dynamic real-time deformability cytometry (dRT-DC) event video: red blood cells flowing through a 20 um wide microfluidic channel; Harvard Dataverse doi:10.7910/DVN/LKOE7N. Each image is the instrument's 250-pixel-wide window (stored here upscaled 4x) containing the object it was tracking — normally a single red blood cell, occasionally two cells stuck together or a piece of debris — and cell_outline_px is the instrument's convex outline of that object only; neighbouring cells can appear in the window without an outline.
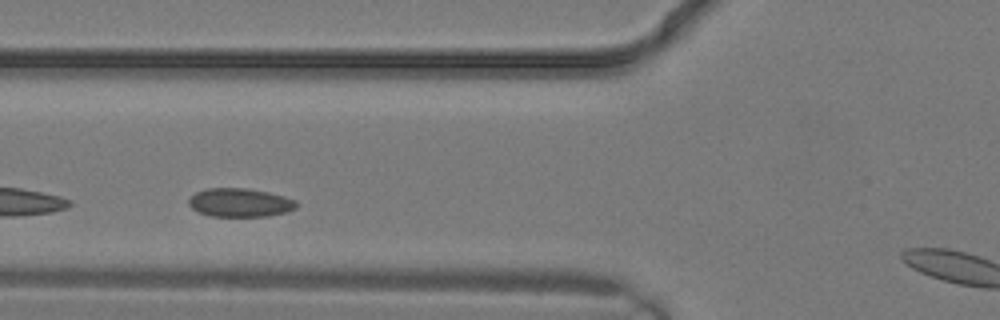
{"species": "common noctule bat (a hibernating species)", "species_latin": "Nyctalus noctula", "temperature_condition": "warm", "stored_images_in_passage": 8, "camera_frame_rate_fps": 3000, "um_per_image_px": 0.085, "animal": {"sex": "male", "body_mass_g": 19.2, "forearm_length_mm": 51.8}, "frame": {"image": 1, "passage_image": 5, "time_ms": 1.333, "image_size_px": [1000, 320], "cell_outline_px": [[296, 208], [288, 212], [268, 216], [212, 216], [200, 212], [192, 208], [188, 204], [188, 200], [196, 192], [208, 188], [244, 188], [268, 192], [284, 196], [296, 200]], "centroid_in_image_um": [20.41, 17.22], "position_along_channel_um": 105.4, "area_um2": 17.86}}
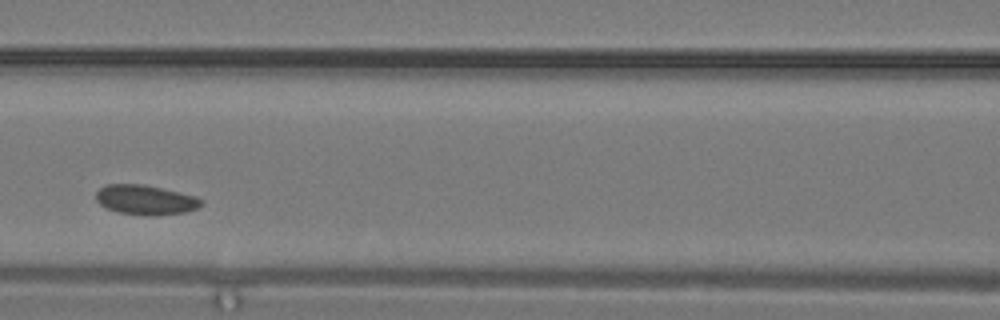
{"frame": {"image": 2, "passage_image": 7, "time_ms": 2.0, "image_size_px": [1000, 320], "cell_outline_px": [[204, 204], [200, 208], [184, 212], [156, 216], [148, 216], [116, 212], [100, 204], [96, 200], [96, 192], [100, 188], [108, 184], [144, 184], [196, 196], [204, 200]], "centroid_in_image_um": [12.41, 17.0], "position_along_channel_um": 154.2, "area_um2": 18.44}}